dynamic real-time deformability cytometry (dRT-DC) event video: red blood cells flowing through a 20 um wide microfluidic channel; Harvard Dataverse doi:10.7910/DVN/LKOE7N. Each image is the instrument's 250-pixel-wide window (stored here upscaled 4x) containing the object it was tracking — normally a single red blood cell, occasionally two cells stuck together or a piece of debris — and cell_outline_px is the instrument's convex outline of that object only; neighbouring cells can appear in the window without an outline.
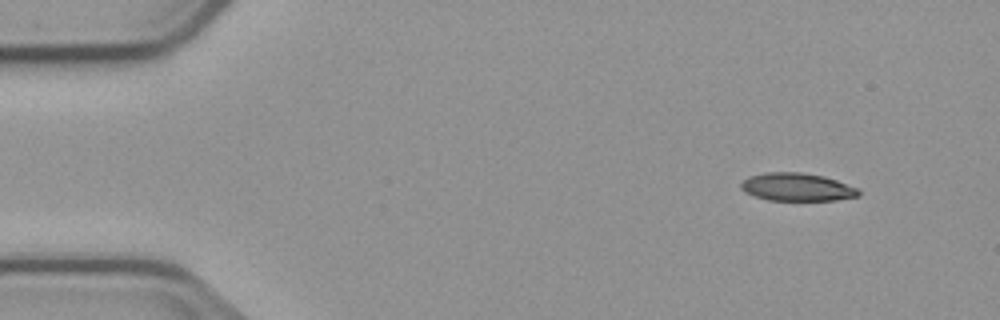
{"species": "common noctule bat (a hibernating species)", "species_latin": "Nyctalus noctula", "temperature_condition": "cold", "stored_images_in_passage": 4, "camera_frame_rate_fps": 3000, "um_per_image_px": 0.085, "animal": {"sex": "male", "body_mass_g": 23.1, "forearm_length_mm": 52.7}, "frame": {"image": 1, "passage_image": 1, "time_ms": 0.0, "image_size_px": [1000, 320], "cell_outline_px": [[860, 196], [836, 200], [768, 200], [756, 196], [740, 188], [740, 184], [748, 176], [764, 172], [804, 172], [824, 176], [860, 188]], "centroid_in_image_um": [67.79, 15.89], "position_along_channel_um": 17.2, "area_um2": 19.25}}
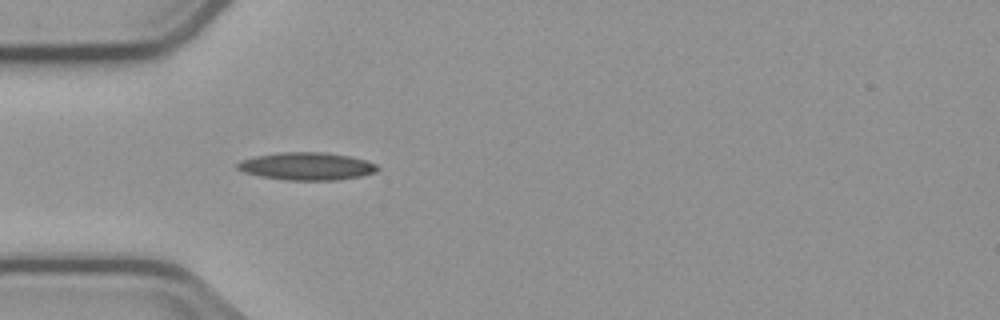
{"frame": {"image": 2, "passage_image": 4, "time_ms": 3.667, "image_size_px": [1000, 320], "cell_outline_px": [[380, 168], [376, 172], [360, 176], [336, 180], [284, 180], [260, 176], [244, 172], [236, 168], [236, 164], [240, 160], [256, 156], [280, 152], [324, 152], [352, 156], [368, 160], [376, 164]], "centroid_in_image_um": [26.09, 14.12], "position_along_channel_um": 58.9, "area_um2": 22.77}}